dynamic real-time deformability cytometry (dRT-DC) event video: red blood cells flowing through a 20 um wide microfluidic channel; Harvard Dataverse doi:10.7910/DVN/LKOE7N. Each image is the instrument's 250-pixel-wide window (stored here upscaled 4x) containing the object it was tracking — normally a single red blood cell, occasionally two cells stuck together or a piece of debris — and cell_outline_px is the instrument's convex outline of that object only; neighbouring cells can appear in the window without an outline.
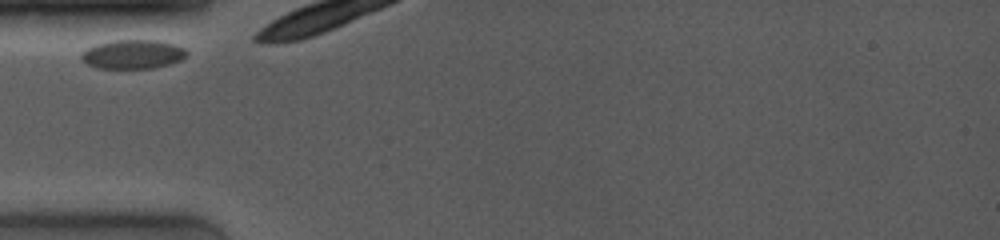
{"species": "common noctule bat (a hibernating species)", "species_latin": "Nyctalus noctula", "temperature_condition": "room temperature", "stored_images_in_passage": 4, "camera_frame_rate_fps": 4000, "um_per_image_px": 0.085, "animal": {"sex": "female", "body_mass_g": 19.0, "forearm_length_mm": 53.3}, "frame": {"image": 1, "passage_image": 1, "time_ms": 0.0, "image_size_px": [1000, 240], "cell_outline_px": [[188, 56], [180, 60], [156, 68], [96, 68], [80, 60], [80, 52], [96, 44], [116, 40], [156, 40], [176, 44], [184, 48], [188, 52]], "centroid_in_image_um": [11.29, 4.61], "position_along_channel_um": 73.7, "area_um2": 17.98}}